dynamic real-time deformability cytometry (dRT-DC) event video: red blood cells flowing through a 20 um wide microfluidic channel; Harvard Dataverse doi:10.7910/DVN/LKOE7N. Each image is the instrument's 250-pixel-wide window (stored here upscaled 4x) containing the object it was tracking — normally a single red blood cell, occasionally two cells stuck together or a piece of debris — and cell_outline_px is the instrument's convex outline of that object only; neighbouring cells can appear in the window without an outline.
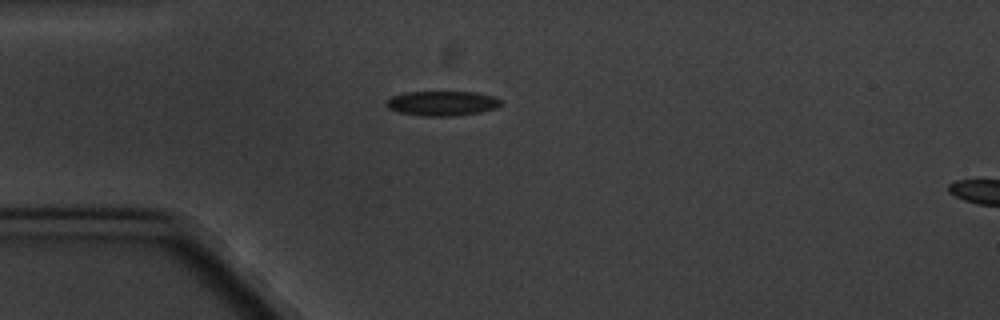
{"species": "common noctule bat (a hibernating species)", "species_latin": "Nyctalus noctula", "temperature_condition": "cold", "stored_images_in_passage": 3, "camera_frame_rate_fps": 3000, "um_per_image_px": 0.085, "animal": {"sex": "male", "body_mass_g": 20.1, "forearm_length_mm": 53.5}, "frame": {"image": 1, "passage_image": 3, "time_ms": 3.333, "image_size_px": [1000, 320], "cell_outline_px": [[500, 104], [496, 108], [480, 112], [452, 116], [420, 116], [400, 112], [388, 108], [384, 104], [392, 96], [408, 92], [476, 92], [492, 96], [500, 100]], "centroid_in_image_um": [37.56, 8.78], "position_along_channel_um": 47.4, "area_um2": 16.36}}